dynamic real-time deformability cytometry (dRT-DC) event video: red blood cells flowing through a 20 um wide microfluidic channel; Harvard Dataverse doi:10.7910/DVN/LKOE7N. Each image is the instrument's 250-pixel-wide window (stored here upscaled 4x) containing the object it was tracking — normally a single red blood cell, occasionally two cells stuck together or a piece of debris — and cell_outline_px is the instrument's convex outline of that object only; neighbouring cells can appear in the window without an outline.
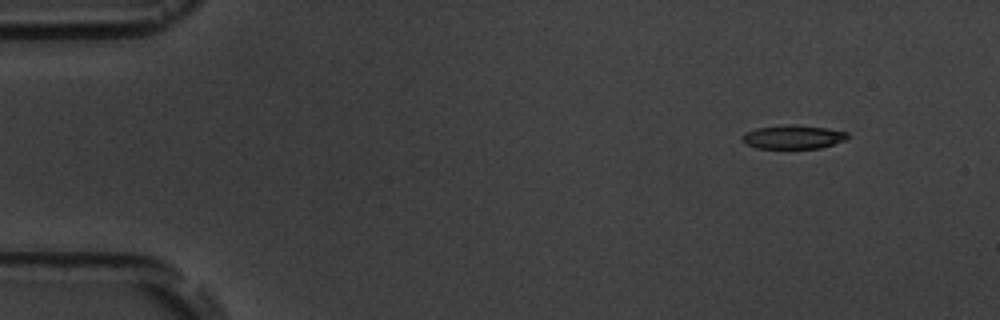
{"species": "common noctule bat (a hibernating species)", "species_latin": "Nyctalus noctula", "temperature_condition": "room temperature", "stored_images_in_passage": 4, "camera_frame_rate_fps": 3000, "um_per_image_px": 0.085, "animal": {"sex": "male", "body_mass_g": 19.5, "forearm_length_mm": 54.6}, "frame": {"image": 1, "passage_image": 1, "time_ms": 0.0, "image_size_px": [1000, 320], "cell_outline_px": [[848, 136], [844, 140], [820, 148], [756, 148], [744, 144], [744, 136], [748, 132], [756, 128], [784, 124], [796, 124], [828, 128], [848, 132]], "centroid_in_image_um": [67.43, 11.63], "position_along_channel_um": 17.6, "area_um2": 14.51}}
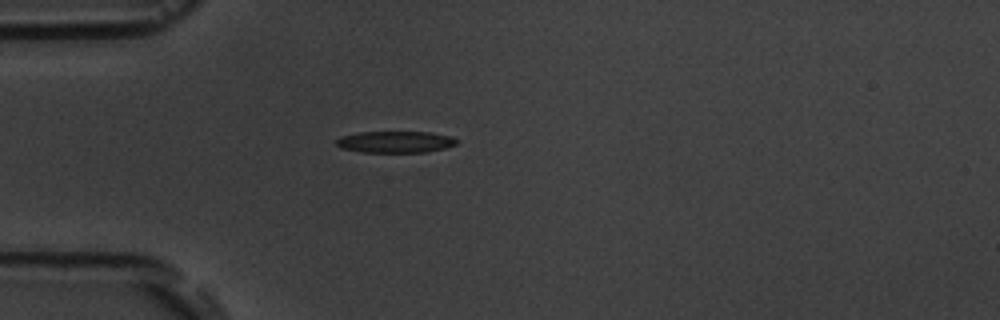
{"frame": {"image": 2, "passage_image": 3, "time_ms": 3.333, "image_size_px": [1000, 320], "cell_outline_px": [[460, 140], [456, 144], [444, 148], [424, 152], [360, 152], [340, 148], [336, 144], [336, 140], [340, 136], [360, 132], [428, 132], [452, 136]], "centroid_in_image_um": [33.6, 12.06], "position_along_channel_um": 51.4, "area_um2": 15.2}}